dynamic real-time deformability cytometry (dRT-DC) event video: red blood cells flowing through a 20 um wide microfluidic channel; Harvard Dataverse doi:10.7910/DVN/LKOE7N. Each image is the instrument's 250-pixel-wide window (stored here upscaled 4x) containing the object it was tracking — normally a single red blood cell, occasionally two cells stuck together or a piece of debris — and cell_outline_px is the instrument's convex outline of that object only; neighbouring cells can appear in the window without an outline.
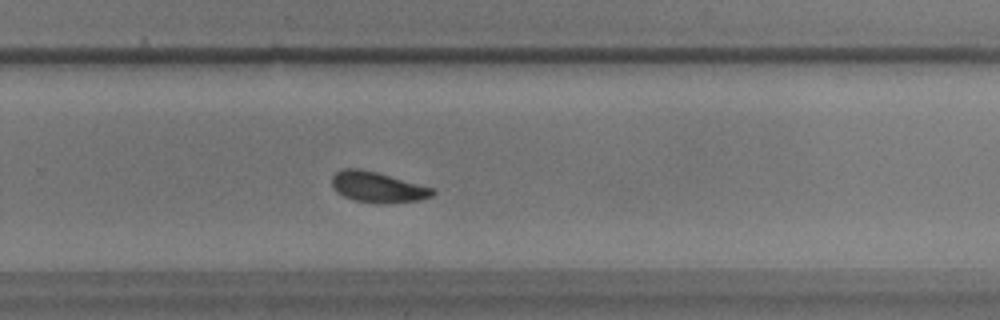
{"species": "common noctule bat (a hibernating species)", "species_latin": "Nyctalus noctula", "temperature_condition": "warm", "stored_images_in_passage": 42, "camera_frame_rate_fps": 3000, "um_per_image_px": 0.085, "animal": {"sex": "male", "body_mass_g": 17.9}, "frame": {"image": 1, "passage_image": 22, "time_ms": 7.0, "image_size_px": [1000, 320], "cell_outline_px": [[436, 192], [432, 196], [420, 200], [388, 204], [380, 204], [352, 200], [336, 192], [332, 188], [332, 176], [336, 172], [344, 168], [360, 168], [376, 172], [436, 188]], "centroid_in_image_um": [32.12, 15.92], "position_along_channel_um": 297.7, "area_um2": 18.32}}
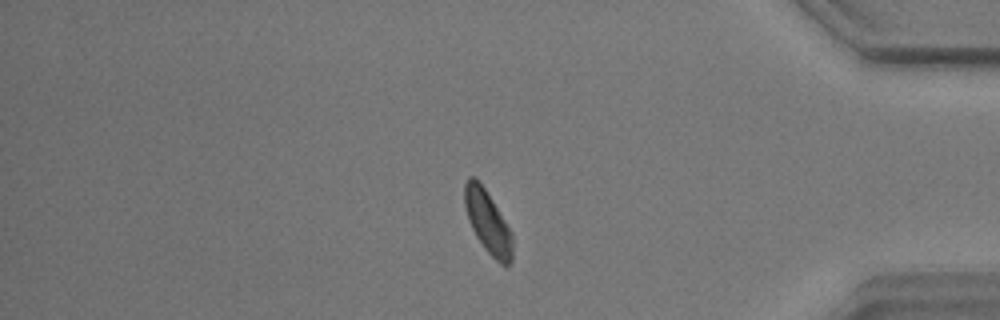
{"frame": {"image": 2, "passage_image": 33, "time_ms": 10.667, "image_size_px": [1000, 320], "cell_outline_px": [[512, 260], [504, 268], [484, 248], [476, 236], [468, 220], [464, 204], [464, 184], [468, 176], [472, 176], [480, 180], [512, 232]], "centroid_in_image_um": [41.45, 18.84], "position_along_channel_um": 393.8, "area_um2": 17.63}}
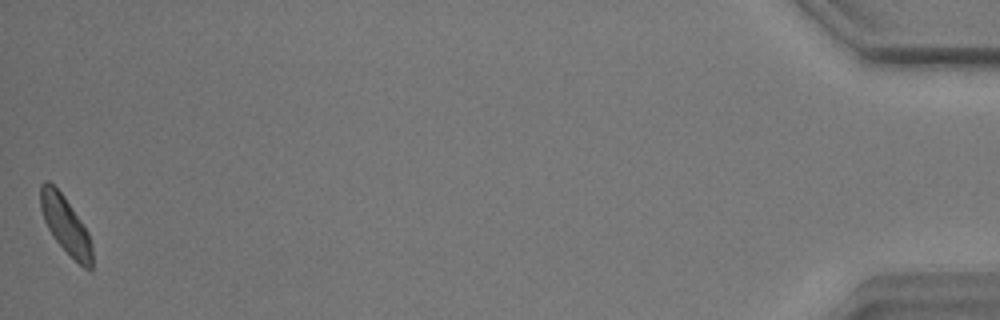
{"frame": {"image": 3, "passage_image": 42, "time_ms": 13.667, "image_size_px": [1000, 320], "cell_outline_px": [[92, 268], [84, 268], [56, 240], [48, 228], [44, 220], [40, 208], [40, 184], [44, 180], [48, 180], [64, 196], [88, 232], [92, 248]], "centroid_in_image_um": [5.55, 19.07], "position_along_channel_um": 429.7, "area_um2": 16.82}, "authors_computed_cell_mechanics": {"area_um2": 17.918, "velocity_mm_per_s": 3.451, "shape_relaxation_time_tau1_ms": 2.8325, "shape_relaxation_time_tau2_ms": 2.1388, "deformation_change_tau1": 0.1096, "deformation_change_tau2": 0.0711}}